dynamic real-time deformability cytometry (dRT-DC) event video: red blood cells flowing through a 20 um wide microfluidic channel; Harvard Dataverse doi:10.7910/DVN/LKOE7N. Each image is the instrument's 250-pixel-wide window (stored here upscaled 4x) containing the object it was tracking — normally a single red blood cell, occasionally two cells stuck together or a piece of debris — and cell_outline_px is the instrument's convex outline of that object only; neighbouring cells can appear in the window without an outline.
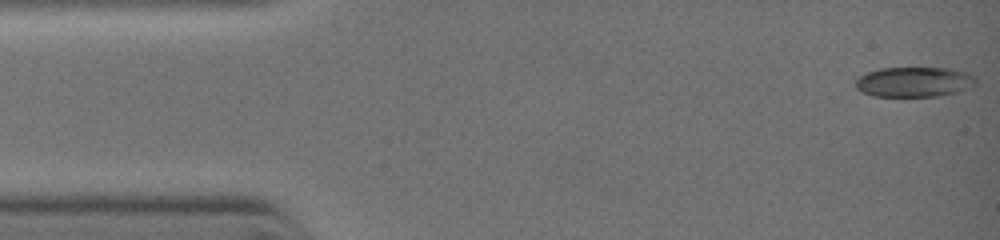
{"species": "common noctule bat (a hibernating species)", "species_latin": "Nyctalus noctula", "temperature_condition": "warm", "stored_images_in_passage": 18, "camera_frame_rate_fps": 3000, "um_per_image_px": 0.085, "animal": {"sex": "female", "body_mass_g": 19.0, "forearm_length_mm": 51.5}, "frame": {"image": 1, "passage_image": 1, "time_ms": 0.0, "image_size_px": [1000, 240], "cell_outline_px": [[976, 84], [956, 92], [936, 96], [876, 96], [864, 92], [856, 88], [856, 80], [860, 76], [868, 72], [880, 68], [948, 68], [968, 72], [976, 76]], "centroid_in_image_um": [77.73, 6.95], "position_along_channel_um": 7.3, "area_um2": 20.87}}
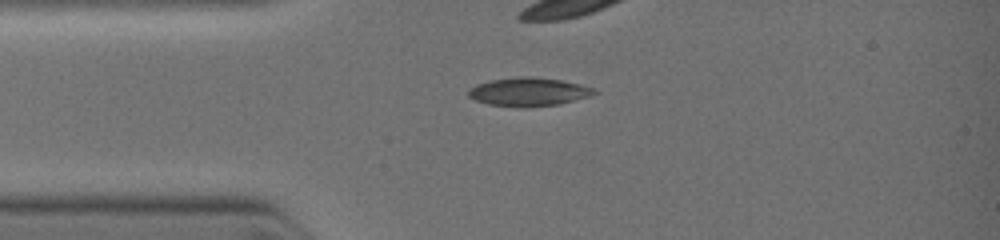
{"frame": {"image": 2, "passage_image": 14, "time_ms": 2.333, "image_size_px": [1000, 240], "cell_outline_px": [[600, 92], [588, 96], [560, 104], [528, 108], [520, 108], [488, 104], [476, 100], [468, 96], [468, 92], [476, 84], [492, 80], [528, 76], [560, 80], [580, 84], [596, 88]], "centroid_in_image_um": [44.97, 7.83], "position_along_channel_um": 40.0, "area_um2": 20.87}}